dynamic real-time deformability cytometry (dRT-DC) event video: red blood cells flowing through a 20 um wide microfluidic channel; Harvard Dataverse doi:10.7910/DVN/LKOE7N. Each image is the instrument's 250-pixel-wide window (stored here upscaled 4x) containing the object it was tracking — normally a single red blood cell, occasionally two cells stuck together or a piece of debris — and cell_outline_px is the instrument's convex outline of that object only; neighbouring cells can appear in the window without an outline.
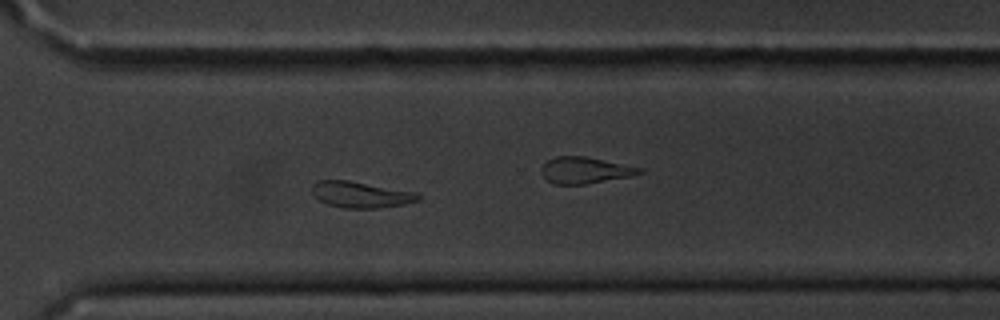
{"species": "common noctule bat (a hibernating species)", "species_latin": "Nyctalus noctula", "temperature_condition": "cold", "stored_images_in_passage": 42, "camera_frame_rate_fps": 3000, "um_per_image_px": 0.085, "animal": {"sex": "male", "body_mass_g": 20.1, "forearm_length_mm": 53.5}, "frame": {"image": 1, "passage_image": 26, "time_ms": 8.333, "image_size_px": [1000, 320], "cell_outline_px": [[420, 200], [404, 204], [376, 208], [344, 208], [328, 204], [320, 200], [312, 192], [312, 184], [316, 180], [348, 180], [420, 192]], "centroid_in_image_um": [30.71, 16.53], "position_along_channel_um": 339.9, "area_um2": 16.3}}
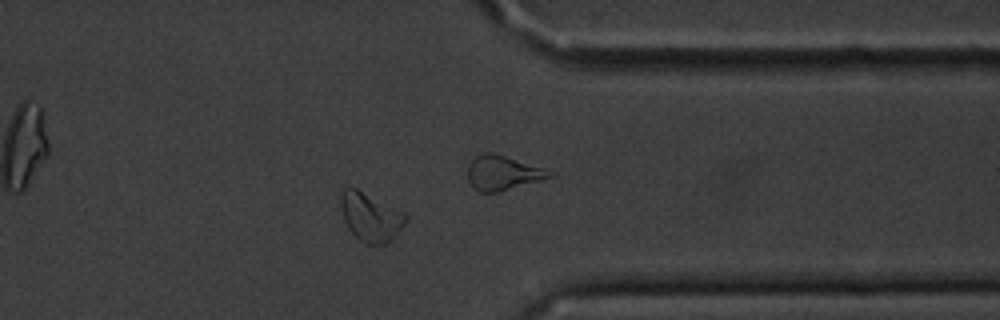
{"frame": {"image": 2, "passage_image": 30, "time_ms": 9.667, "image_size_px": [1000, 320], "cell_outline_px": [[408, 220], [392, 240], [384, 244], [364, 244], [348, 228], [344, 220], [340, 204], [340, 192], [348, 184], [404, 212], [408, 216]], "centroid_in_image_um": [31.49, 18.42], "position_along_channel_um": 379.9, "area_um2": 18.55}}
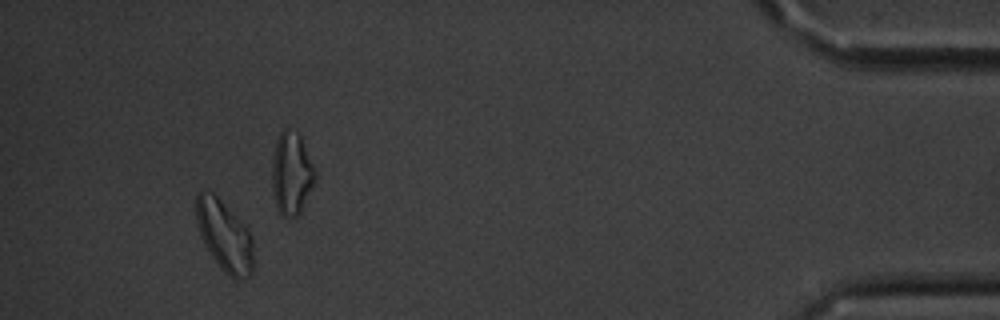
{"frame": {"image": 3, "passage_image": 38, "time_ms": 12.333, "image_size_px": [1000, 320], "cell_outline_px": [[252, 276], [240, 280], [236, 280], [228, 276], [220, 268], [204, 244], [200, 236], [196, 220], [196, 196], [200, 192], [212, 192], [244, 224], [252, 236]], "centroid_in_image_um": [19.08, 20.09], "position_along_channel_um": 416.1, "area_um2": 23.47}, "authors_computed_cell_mechanics": {"area_um2": 16.7909, "velocity_mm_per_s": 3.5783, "shape_relaxation_time_tau1_ms": 6.4366, "shape_relaxation_time_tau2_ms": null, "deformation_change_tau1": 0.173, "deformation_change_tau2": null}}